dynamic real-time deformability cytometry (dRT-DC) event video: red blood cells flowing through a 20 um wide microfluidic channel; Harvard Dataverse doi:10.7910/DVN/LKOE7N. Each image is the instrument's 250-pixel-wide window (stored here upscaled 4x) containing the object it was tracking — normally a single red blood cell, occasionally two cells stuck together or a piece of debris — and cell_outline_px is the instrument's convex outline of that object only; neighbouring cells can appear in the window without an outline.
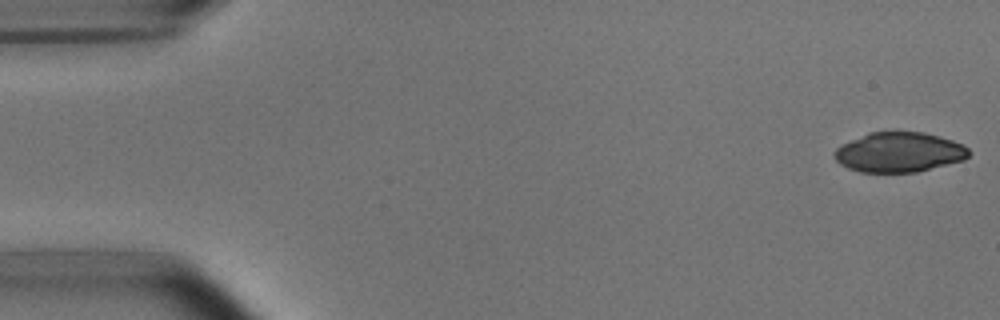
{"species": "common noctule bat (a hibernating species)", "species_latin": "Nyctalus noctula", "temperature_condition": "room temperature", "stored_images_in_passage": 51, "camera_frame_rate_fps": 3000, "um_per_image_px": 0.085, "animal": {"sex": "male", "body_mass_g": 15.6}, "frame": {"image": 1, "passage_image": 1, "time_ms": 0.0, "image_size_px": [1000, 320], "cell_outline_px": [[972, 152], [964, 160], [916, 172], [860, 172], [848, 168], [840, 164], [836, 160], [836, 148], [868, 132], [896, 128], [924, 132], [940, 136], [964, 144]], "centroid_in_image_um": [76.47, 12.89], "position_along_channel_um": 8.5, "area_um2": 31.91}}